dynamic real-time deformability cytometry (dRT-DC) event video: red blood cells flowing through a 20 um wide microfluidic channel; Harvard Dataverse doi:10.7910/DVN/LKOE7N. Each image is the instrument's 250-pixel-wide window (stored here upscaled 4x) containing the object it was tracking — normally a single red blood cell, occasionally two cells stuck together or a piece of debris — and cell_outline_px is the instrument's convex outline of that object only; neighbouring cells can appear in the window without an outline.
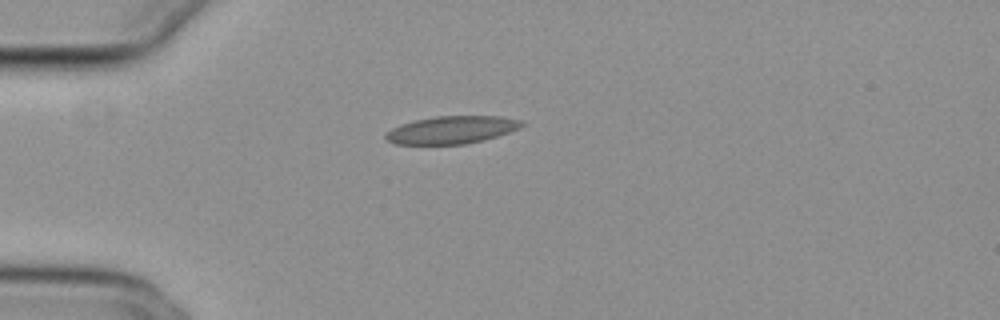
{"species": "common noctule bat (a hibernating species)", "species_latin": "Nyctalus noctula", "temperature_condition": "cold", "stored_images_in_passage": 40, "camera_frame_rate_fps": 3000, "um_per_image_px": 0.085, "animal": {"sex": "female", "body_mass_g": 29.2, "forearm_length_mm": 56.3}, "frame": {"image": 1, "passage_image": 1, "time_ms": 0.0, "image_size_px": [1000, 320], "cell_outline_px": [[524, 124], [520, 128], [484, 140], [464, 144], [396, 144], [388, 140], [384, 136], [384, 132], [400, 124], [412, 120], [436, 116], [500, 116], [524, 120]], "centroid_in_image_um": [38.38, 11.03], "position_along_channel_um": 46.6, "area_um2": 22.02}}
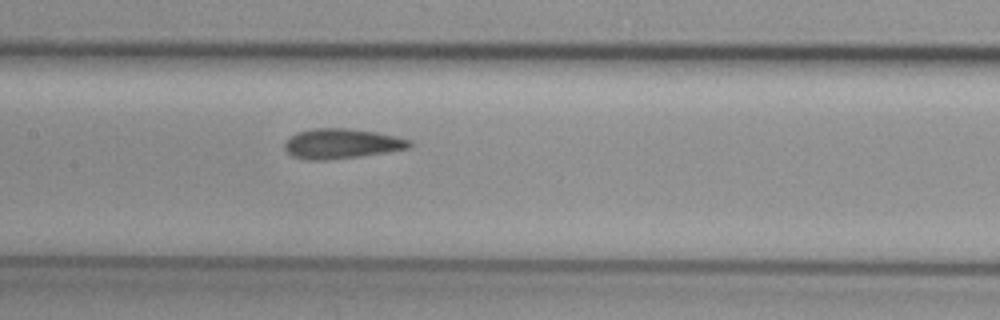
{"frame": {"image": 2, "passage_image": 13, "time_ms": 4.0, "image_size_px": [1000, 320], "cell_outline_px": [[412, 144], [408, 148], [360, 156], [324, 160], [308, 160], [292, 156], [284, 148], [284, 144], [296, 132], [312, 128], [348, 128], [376, 132], [396, 136], [412, 140]], "centroid_in_image_um": [29.03, 12.2], "position_along_channel_um": 178.4, "area_um2": 21.68}}
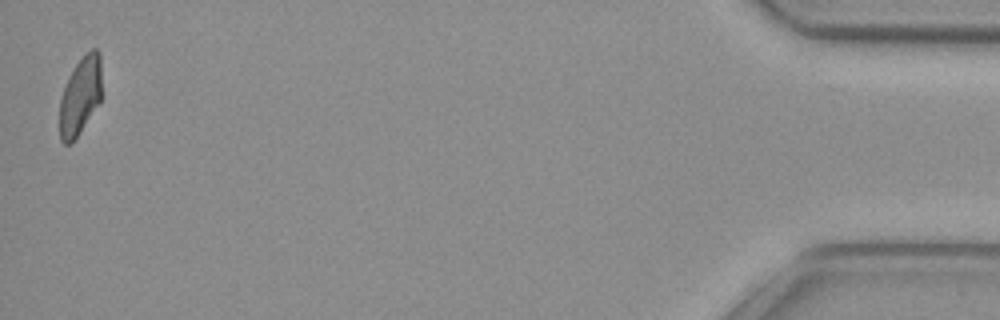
{"frame": {"image": 3, "passage_image": 40, "time_ms": 13.0, "image_size_px": [1000, 320], "cell_outline_px": [[100, 104], [80, 132], [68, 144], [64, 144], [60, 140], [60, 96], [76, 64], [92, 48], [96, 48], [100, 52]], "centroid_in_image_um": [6.83, 8.17], "position_along_channel_um": 428.4, "area_um2": 18.73}, "authors_computed_cell_mechanics": {"area_um2": 21.2415, "velocity_mm_per_s": 3.8081, "shape_relaxation_time_tau1_ms": null, "shape_relaxation_time_tau2_ms": 2.1635, "deformation_change_tau1": null, "deformation_change_tau2": 0.0863}}